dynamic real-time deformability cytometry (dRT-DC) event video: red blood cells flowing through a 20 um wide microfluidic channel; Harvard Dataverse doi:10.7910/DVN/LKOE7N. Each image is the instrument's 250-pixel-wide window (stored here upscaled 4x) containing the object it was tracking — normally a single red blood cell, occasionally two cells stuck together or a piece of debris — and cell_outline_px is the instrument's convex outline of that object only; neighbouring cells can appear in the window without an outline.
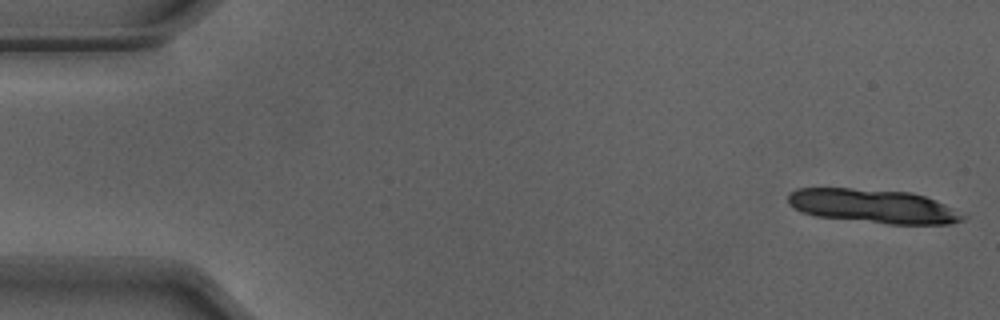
{"species": "Egyptian fruit bat (a non-hibernating species)", "species_latin": "Rousettus aegyptiacus", "temperature_condition": "warm", "stored_images_in_passage": 12, "camera_frame_rate_fps": 3000, "um_per_image_px": 0.085, "animal": {"sex": "male"}, "frame": {"image": 1, "passage_image": 1, "time_ms": 0.0, "image_size_px": [1000, 320], "cell_outline_px": [[964, 220], [948, 224], [888, 224], [816, 216], [804, 212], [788, 204], [788, 192], [796, 188], [852, 188], [912, 192], [936, 200], [944, 204], [964, 216]], "centroid_in_image_um": [74.18, 17.51], "position_along_channel_um": 10.8, "area_um2": 34.39}}